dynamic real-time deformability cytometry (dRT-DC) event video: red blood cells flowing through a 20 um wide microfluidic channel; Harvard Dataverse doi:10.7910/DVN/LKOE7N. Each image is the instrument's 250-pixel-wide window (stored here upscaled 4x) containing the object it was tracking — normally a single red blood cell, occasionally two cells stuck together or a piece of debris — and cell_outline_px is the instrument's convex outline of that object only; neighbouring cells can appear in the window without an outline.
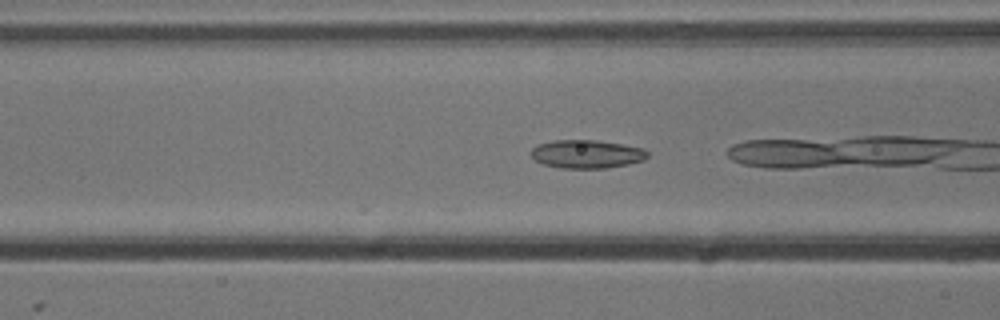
{"species": "common noctule bat (a hibernating species)", "species_latin": "Nyctalus noctula", "temperature_condition": "cold", "stored_images_in_passage": 26, "camera_frame_rate_fps": 3000, "um_per_image_px": 0.085, "animal": {"sex": "male", "body_mass_g": 13.3}, "frame": {"image": 1, "passage_image": 18, "time_ms": 5.667, "image_size_px": [1000, 320], "cell_outline_px": [[648, 156], [644, 160], [628, 164], [604, 168], [560, 168], [544, 164], [536, 160], [532, 156], [532, 148], [536, 144], [552, 140], [596, 140], [644, 148], [648, 152]], "centroid_in_image_um": [49.87, 13.09], "position_along_channel_um": 116.7, "area_um2": 19.19}}